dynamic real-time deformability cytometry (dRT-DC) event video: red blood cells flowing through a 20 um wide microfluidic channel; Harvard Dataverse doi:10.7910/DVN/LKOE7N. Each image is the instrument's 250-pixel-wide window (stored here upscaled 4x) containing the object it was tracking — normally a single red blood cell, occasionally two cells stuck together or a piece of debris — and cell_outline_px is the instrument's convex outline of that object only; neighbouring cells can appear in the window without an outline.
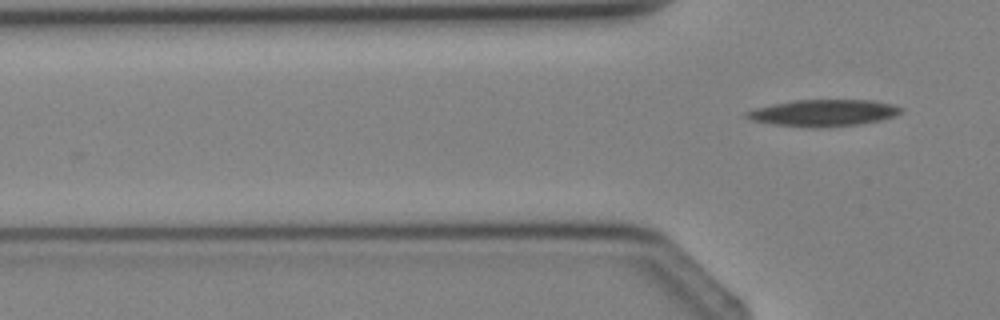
{"species": "Egyptian fruit bat (a non-hibernating species)", "species_latin": "Rousettus aegyptiacus", "temperature_condition": "cold", "stored_images_in_passage": 2, "camera_frame_rate_fps": 3000, "um_per_image_px": 0.085, "animal": {"sex": "female"}, "frame": {"image": 1, "passage_image": 2, "time_ms": 1.333, "image_size_px": [1000, 320], "cell_outline_px": [[904, 108], [896, 116], [880, 120], [860, 124], [820, 128], [808, 128], [772, 124], [752, 120], [744, 116], [744, 112], [756, 108], [772, 104], [796, 100], [872, 100], [892, 104]], "centroid_in_image_um": [69.99, 9.6], "position_along_channel_um": 55.8, "area_um2": 24.16}}